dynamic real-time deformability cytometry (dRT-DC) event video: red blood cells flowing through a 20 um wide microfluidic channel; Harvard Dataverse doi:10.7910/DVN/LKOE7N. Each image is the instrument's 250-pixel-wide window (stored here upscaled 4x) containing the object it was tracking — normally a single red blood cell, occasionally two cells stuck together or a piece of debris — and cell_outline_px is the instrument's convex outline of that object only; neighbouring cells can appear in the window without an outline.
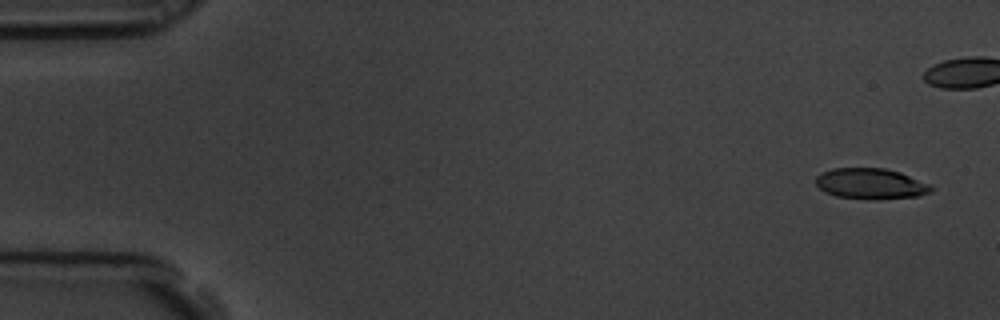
{"species": "common noctule bat (a hibernating species)", "species_latin": "Nyctalus noctula", "temperature_condition": "room temperature", "stored_images_in_passage": 6, "camera_frame_rate_fps": 3000, "um_per_image_px": 0.085, "animal": {"sex": "male", "body_mass_g": 19.5, "forearm_length_mm": 54.6}, "frame": {"image": 1, "passage_image": 1, "time_ms": 0.0, "image_size_px": [1000, 320], "cell_outline_px": [[932, 192], [920, 196], [872, 200], [868, 200], [836, 196], [824, 192], [816, 184], [816, 176], [832, 168], [884, 168], [900, 172], [932, 184]], "centroid_in_image_um": [74.05, 15.63], "position_along_channel_um": 11.0, "area_um2": 20.92}}